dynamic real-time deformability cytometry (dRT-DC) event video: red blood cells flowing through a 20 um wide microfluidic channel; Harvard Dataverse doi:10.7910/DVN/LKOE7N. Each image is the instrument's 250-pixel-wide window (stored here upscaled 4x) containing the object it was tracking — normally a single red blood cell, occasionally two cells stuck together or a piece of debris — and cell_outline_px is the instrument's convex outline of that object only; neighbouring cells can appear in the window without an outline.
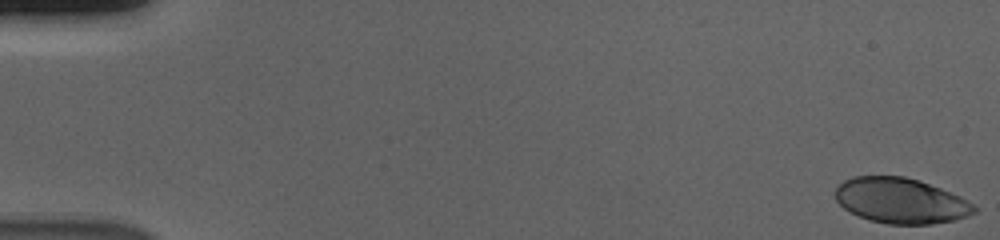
{"species": "human", "species_latin": "Homo sapiens", "temperature_condition": "cold", "stored_images_in_passage": 56, "camera_frame_rate_fps": 3000, "um_per_image_px": 0.085, "donor": {"sex": "male"}, "frame": {"image": 1, "passage_image": 1, "time_ms": 0.0, "image_size_px": [1000, 240], "cell_outline_px": [[976, 212], [968, 216], [956, 220], [932, 224], [888, 224], [868, 220], [844, 208], [836, 200], [836, 188], [844, 180], [852, 176], [904, 176], [940, 188], [960, 196], [972, 204], [976, 208]], "centroid_in_image_um": [76.57, 17.06], "position_along_channel_um": 8.4, "area_um2": 36.53}}
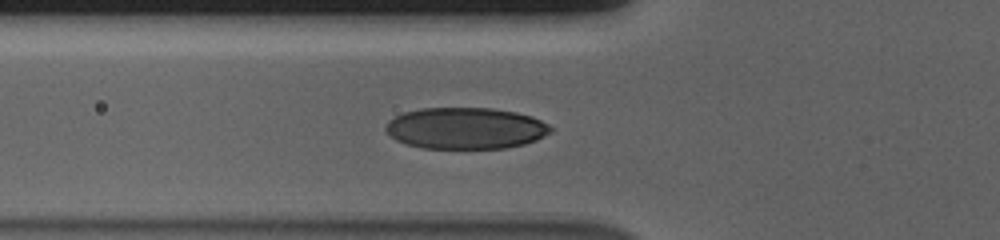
{"frame": {"image": 2, "passage_image": 21, "time_ms": 6.667, "image_size_px": [1000, 240], "cell_outline_px": [[552, 132], [536, 140], [524, 144], [504, 148], [420, 148], [404, 144], [396, 140], [384, 128], [388, 120], [404, 112], [420, 108], [492, 108], [516, 112], [532, 116], [548, 124], [552, 128]], "centroid_in_image_um": [39.57, 10.9], "position_along_channel_um": 86.2, "area_um2": 40.0}}
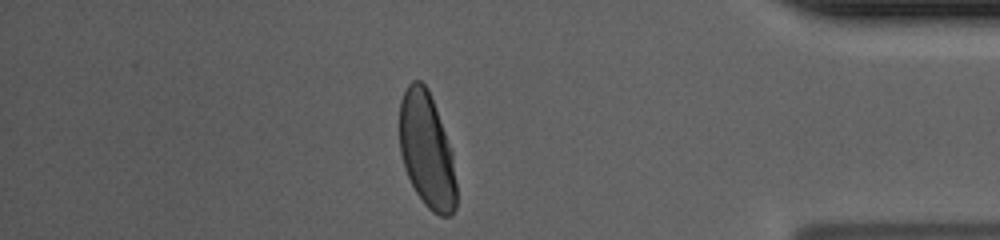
{"frame": {"image": 3, "passage_image": 49, "time_ms": 16.0, "image_size_px": [1000, 240], "cell_outline_px": [[456, 208], [452, 216], [440, 216], [432, 212], [424, 204], [416, 192], [404, 168], [400, 152], [400, 100], [408, 84], [412, 80], [420, 80], [428, 88], [452, 152], [456, 184]], "centroid_in_image_um": [36.27, 12.8], "position_along_channel_um": 398.9, "area_um2": 38.09}, "authors_computed_cell_mechanics": {"area_um2": 39.0439, "velocity_mm_per_s": 3.6738, "shape_relaxation_time_tau1_ms": 2.4316, "shape_relaxation_time_tau2_ms": null, "deformation_change_tau1": 0.1392, "deformation_change_tau2": null}}